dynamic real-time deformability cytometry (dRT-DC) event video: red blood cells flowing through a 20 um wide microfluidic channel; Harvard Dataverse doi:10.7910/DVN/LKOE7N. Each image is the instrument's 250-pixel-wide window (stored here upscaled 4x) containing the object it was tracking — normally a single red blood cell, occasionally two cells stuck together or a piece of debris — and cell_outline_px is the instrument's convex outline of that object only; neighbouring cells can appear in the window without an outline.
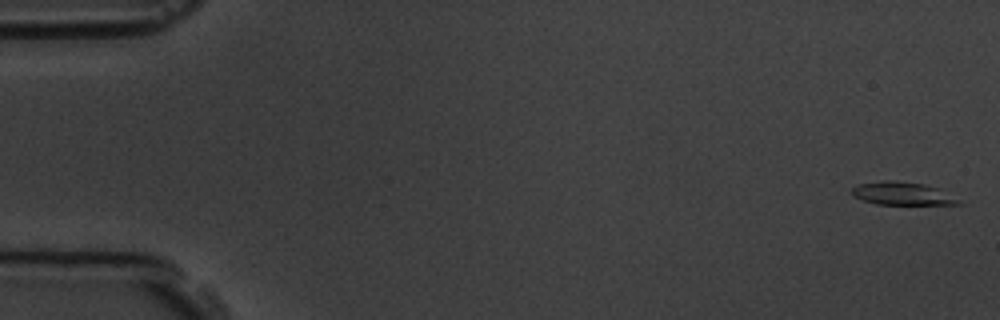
{"species": "common noctule bat (a hibernating species)", "species_latin": "Nyctalus noctula", "temperature_condition": "room temperature", "stored_images_in_passage": 7, "camera_frame_rate_fps": 3000, "um_per_image_px": 0.085, "animal": {"sex": "male", "body_mass_g": 19.5, "forearm_length_mm": 54.6}, "frame": {"image": 1, "passage_image": 1, "time_ms": 0.0, "image_size_px": [1000, 320], "cell_outline_px": [[964, 204], [876, 204], [852, 196], [848, 192], [852, 188], [860, 184], [884, 180], [892, 180], [924, 184], [940, 188], [960, 200]], "centroid_in_image_um": [76.69, 16.45], "position_along_channel_um": 8.3, "area_um2": 14.33}}
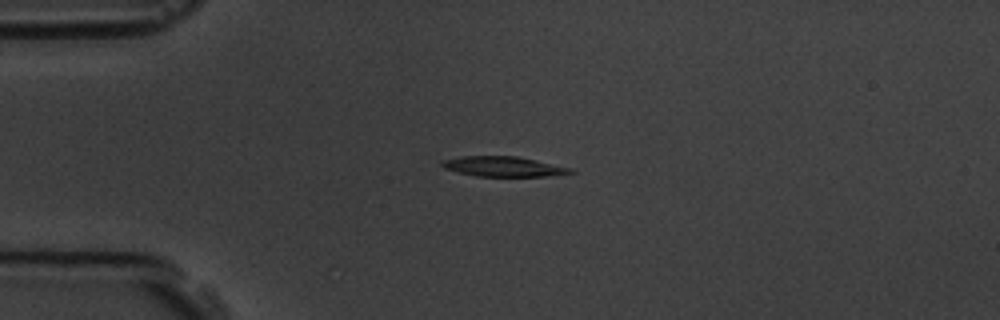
{"frame": {"image": 2, "passage_image": 5, "time_ms": 4.333, "image_size_px": [1000, 320], "cell_outline_px": [[576, 172], [544, 176], [476, 176], [456, 172], [444, 168], [440, 164], [440, 160], [460, 156], [516, 156], [572, 168]], "centroid_in_image_um": [42.71, 14.15], "position_along_channel_um": 42.3, "area_um2": 14.97}}
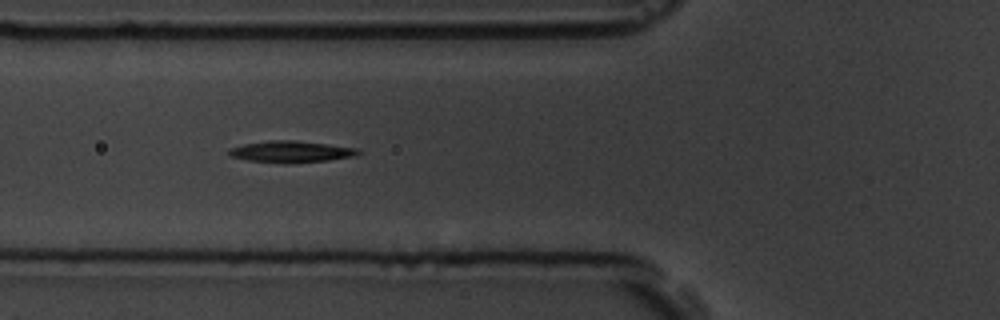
{"frame": {"image": 3, "passage_image": 7, "time_ms": 6.667, "image_size_px": [1000, 320], "cell_outline_px": [[364, 152], [356, 156], [328, 160], [292, 164], [284, 164], [248, 160], [228, 156], [228, 148], [244, 144], [268, 140], [296, 140], [360, 148]], "centroid_in_image_um": [24.77, 12.9], "position_along_channel_um": 101.0, "area_um2": 16.7}}